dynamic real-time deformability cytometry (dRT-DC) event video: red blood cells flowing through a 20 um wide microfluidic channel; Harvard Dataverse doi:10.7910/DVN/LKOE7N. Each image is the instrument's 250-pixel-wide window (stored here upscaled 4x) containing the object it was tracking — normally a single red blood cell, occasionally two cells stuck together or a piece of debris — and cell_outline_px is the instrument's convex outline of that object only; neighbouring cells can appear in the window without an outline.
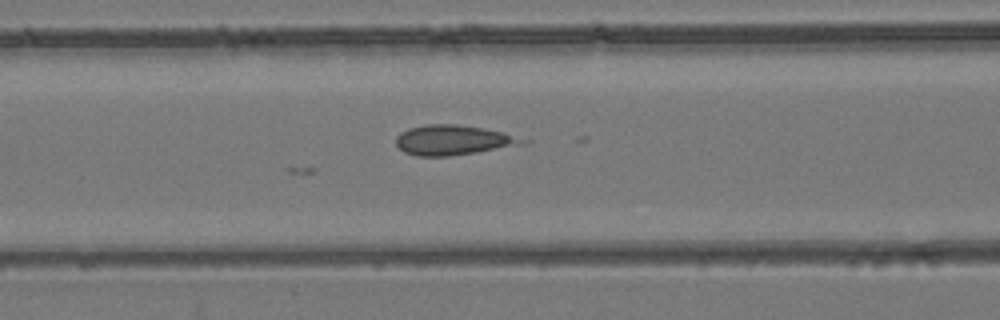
{"species": "common noctule bat (a hibernating species)", "species_latin": "Nyctalus noctula", "temperature_condition": "room temperature", "stored_images_in_passage": 5, "camera_frame_rate_fps": 3000, "um_per_image_px": 0.085, "animal": {"sex": "female", "body_mass_g": 24.6, "forearm_length_mm": 56.2}, "frame": {"image": 1, "passage_image": 5, "time_ms": 1.333, "image_size_px": [1000, 320], "cell_outline_px": [[532, 140], [528, 144], [476, 152], [448, 156], [416, 156], [404, 152], [396, 144], [396, 136], [400, 132], [408, 128], [424, 124], [456, 124], [484, 128], [504, 132]], "centroid_in_image_um": [38.57, 11.9], "position_along_channel_um": 128.0, "area_um2": 22.43}}